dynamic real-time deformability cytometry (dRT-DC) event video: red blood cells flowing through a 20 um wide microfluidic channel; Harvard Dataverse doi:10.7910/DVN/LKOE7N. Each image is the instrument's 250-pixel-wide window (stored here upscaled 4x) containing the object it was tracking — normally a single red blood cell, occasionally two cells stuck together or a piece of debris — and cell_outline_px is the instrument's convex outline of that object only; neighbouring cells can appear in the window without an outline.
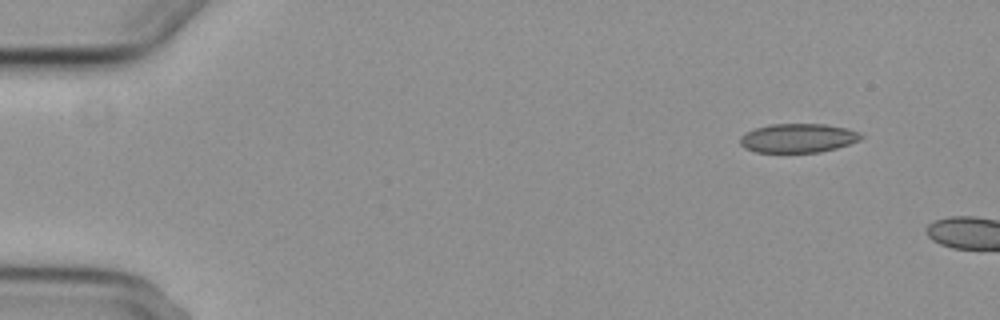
{"species": "common noctule bat (a hibernating species)", "species_latin": "Nyctalus noctula", "temperature_condition": "cold", "stored_images_in_passage": 2, "camera_frame_rate_fps": 3000, "um_per_image_px": 0.085, "animal": {"sex": "female", "body_mass_g": 29.2, "forearm_length_mm": 56.3}, "frame": {"image": 1, "passage_image": 1, "time_ms": 0.0, "image_size_px": [1000, 320], "cell_outline_px": [[864, 136], [860, 140], [836, 148], [820, 152], [756, 152], [744, 148], [740, 144], [740, 136], [744, 132], [768, 124], [824, 124], [848, 128], [860, 132]], "centroid_in_image_um": [67.82, 11.73], "position_along_channel_um": 17.2, "area_um2": 20.58}}